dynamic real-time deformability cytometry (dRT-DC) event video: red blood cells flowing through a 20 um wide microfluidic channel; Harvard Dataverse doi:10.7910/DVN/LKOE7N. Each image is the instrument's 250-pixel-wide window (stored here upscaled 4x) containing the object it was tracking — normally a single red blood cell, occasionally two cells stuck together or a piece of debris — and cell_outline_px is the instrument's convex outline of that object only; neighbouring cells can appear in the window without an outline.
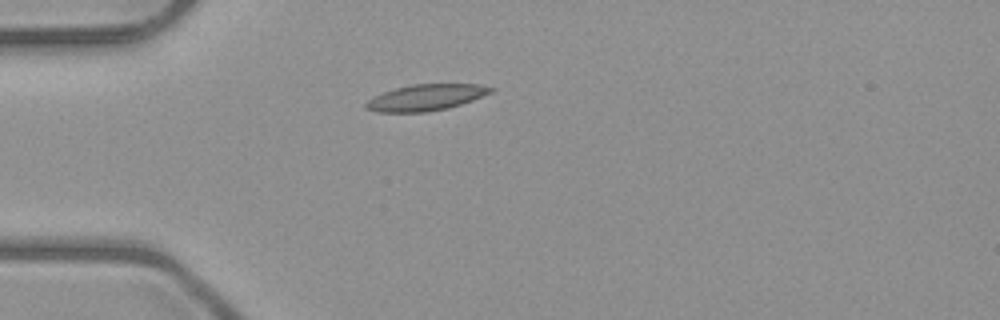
{"species": "common noctule bat (a hibernating species)", "species_latin": "Nyctalus noctula", "temperature_condition": "room temperature", "stored_images_in_passage": 6, "camera_frame_rate_fps": 3000, "um_per_image_px": 0.085, "animal": {"sex": "male", "body_mass_g": 23.1, "forearm_length_mm": 52.7}, "frame": {"image": 1, "passage_image": 6, "time_ms": 6.667, "image_size_px": [1000, 320], "cell_outline_px": [[496, 88], [492, 92], [472, 100], [448, 108], [424, 112], [376, 112], [364, 108], [364, 104], [368, 100], [384, 92], [396, 88], [412, 84], [480, 84]], "centroid_in_image_um": [36.21, 8.28], "position_along_channel_um": 48.8, "area_um2": 18.96}}